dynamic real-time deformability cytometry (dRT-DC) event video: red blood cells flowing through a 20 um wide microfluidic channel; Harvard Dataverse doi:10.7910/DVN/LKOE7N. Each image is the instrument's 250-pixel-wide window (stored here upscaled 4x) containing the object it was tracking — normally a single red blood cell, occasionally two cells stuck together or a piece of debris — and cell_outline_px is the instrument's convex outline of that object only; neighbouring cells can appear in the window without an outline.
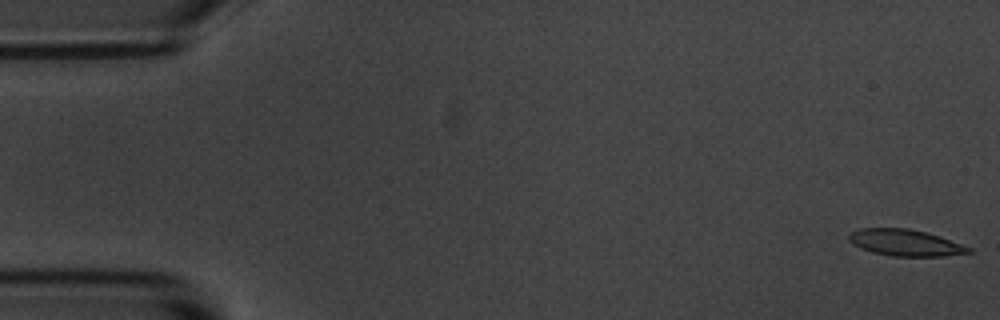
{"species": "common noctule bat (a hibernating species)", "species_latin": "Nyctalus noctula", "temperature_condition": "room temperature", "stored_images_in_passage": 4, "camera_frame_rate_fps": 3000, "um_per_image_px": 0.085, "animal": {"sex": "male", "body_mass_g": 20.1, "forearm_length_mm": 53.5}, "frame": {"image": 1, "passage_image": 1, "time_ms": 0.0, "image_size_px": [1000, 320], "cell_outline_px": [[972, 252], [944, 256], [892, 256], [872, 252], [860, 248], [852, 244], [848, 240], [848, 236], [852, 232], [860, 228], [908, 228], [940, 236], [972, 248]], "centroid_in_image_um": [76.93, 20.63], "position_along_channel_um": 8.1, "area_um2": 18.44}}